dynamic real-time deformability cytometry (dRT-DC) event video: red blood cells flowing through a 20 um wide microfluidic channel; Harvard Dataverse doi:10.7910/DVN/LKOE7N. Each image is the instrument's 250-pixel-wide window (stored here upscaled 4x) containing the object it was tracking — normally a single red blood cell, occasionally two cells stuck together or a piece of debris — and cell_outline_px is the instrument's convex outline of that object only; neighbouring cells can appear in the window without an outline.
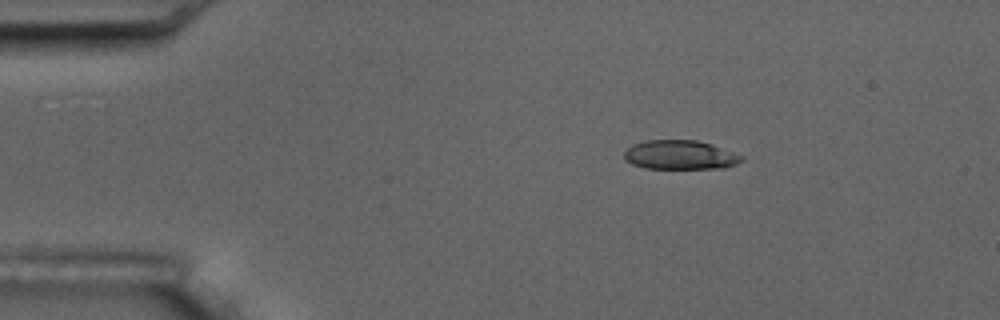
{"species": "common noctule bat (a hibernating species)", "species_latin": "Nyctalus noctula", "temperature_condition": "room temperature", "stored_images_in_passage": 3, "camera_frame_rate_fps": 3000, "um_per_image_px": 0.085, "animal": {"sex": "male", "body_mass_g": 17.5, "forearm_length_mm": 52.3}, "frame": {"image": 1, "passage_image": 1, "time_ms": 0.0, "image_size_px": [1000, 320], "cell_outline_px": [[744, 160], [736, 164], [724, 168], [644, 168], [632, 164], [624, 160], [624, 152], [632, 144], [644, 140], [696, 140], [712, 144], [744, 156]], "centroid_in_image_um": [57.8, 13.16], "position_along_channel_um": 27.2, "area_um2": 20.06}}